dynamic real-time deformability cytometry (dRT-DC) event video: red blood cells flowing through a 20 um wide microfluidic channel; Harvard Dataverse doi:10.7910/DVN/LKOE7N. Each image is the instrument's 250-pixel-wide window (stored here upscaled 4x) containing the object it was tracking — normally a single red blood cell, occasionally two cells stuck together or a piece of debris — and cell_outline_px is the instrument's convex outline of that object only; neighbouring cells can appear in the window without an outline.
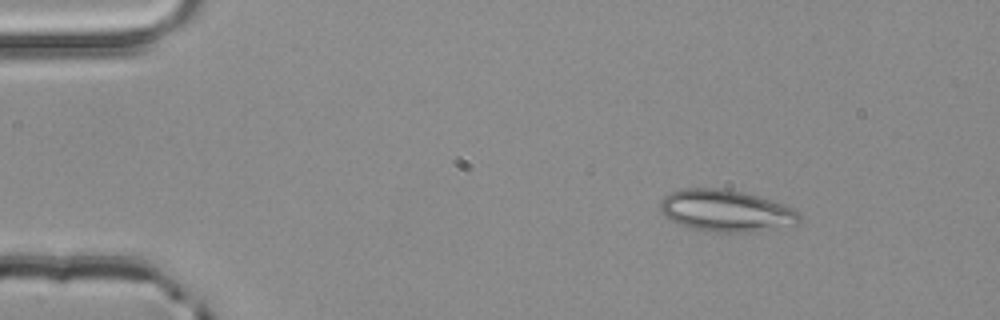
{"species": "common noctule bat (a hibernating species)", "species_latin": "Nyctalus noctula", "temperature_condition": "room temperature", "stored_images_in_passage": 4, "camera_frame_rate_fps": 3000, "um_per_image_px": 0.085, "animal": {"sex": "male", "body_mass_g": 20.4}, "frame": {"image": 1, "passage_image": 1, "time_ms": 0.0, "image_size_px": [1000, 320], "cell_outline_px": [[800, 224], [748, 232], [716, 232], [692, 228], [680, 224], [672, 220], [660, 212], [660, 200], [664, 196], [672, 192], [684, 188], [724, 188], [744, 192], [784, 204], [800, 212]], "centroid_in_image_um": [61.72, 17.9], "position_along_channel_um": 23.3, "area_um2": 33.87}}
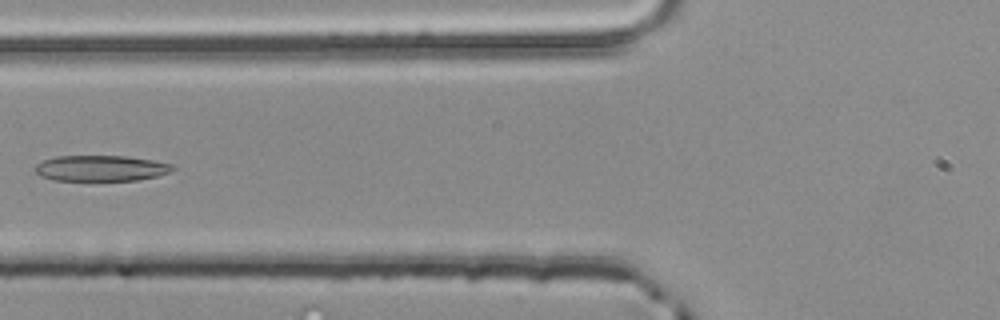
{"frame": {"image": 2, "passage_image": 4, "time_ms": 1.0, "image_size_px": [1000, 320], "cell_outline_px": [[176, 168], [172, 172], [156, 176], [136, 180], [56, 180], [40, 176], [32, 168], [36, 164], [44, 160], [56, 156], [124, 156], [152, 160], [172, 164]], "centroid_in_image_um": [8.57, 14.3], "position_along_channel_um": 117.2, "area_um2": 20.63}}